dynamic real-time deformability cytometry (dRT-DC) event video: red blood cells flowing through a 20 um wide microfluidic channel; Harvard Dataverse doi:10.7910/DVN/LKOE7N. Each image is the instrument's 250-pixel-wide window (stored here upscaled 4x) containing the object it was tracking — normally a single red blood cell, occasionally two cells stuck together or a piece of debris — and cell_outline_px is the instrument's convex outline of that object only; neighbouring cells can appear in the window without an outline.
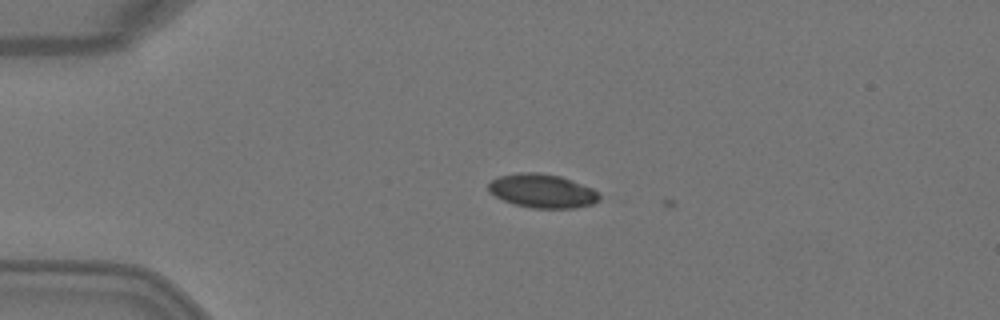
{"species": "Egyptian fruit bat (a non-hibernating species)", "species_latin": "Rousettus aegyptiacus", "temperature_condition": "warm", "stored_images_in_passage": 3, "camera_frame_rate_fps": 3000, "um_per_image_px": 0.085, "animal": {"sex": "female"}, "frame": {"image": 1, "passage_image": 2, "time_ms": 0.333, "image_size_px": [1000, 320], "cell_outline_px": [[600, 200], [592, 204], [576, 208], [532, 208], [512, 204], [488, 192], [488, 184], [492, 180], [500, 176], [520, 172], [536, 172], [560, 176], [572, 180], [592, 188], [600, 196]], "centroid_in_image_um": [46.08, 16.23], "position_along_channel_um": 38.9, "area_um2": 21.85}}